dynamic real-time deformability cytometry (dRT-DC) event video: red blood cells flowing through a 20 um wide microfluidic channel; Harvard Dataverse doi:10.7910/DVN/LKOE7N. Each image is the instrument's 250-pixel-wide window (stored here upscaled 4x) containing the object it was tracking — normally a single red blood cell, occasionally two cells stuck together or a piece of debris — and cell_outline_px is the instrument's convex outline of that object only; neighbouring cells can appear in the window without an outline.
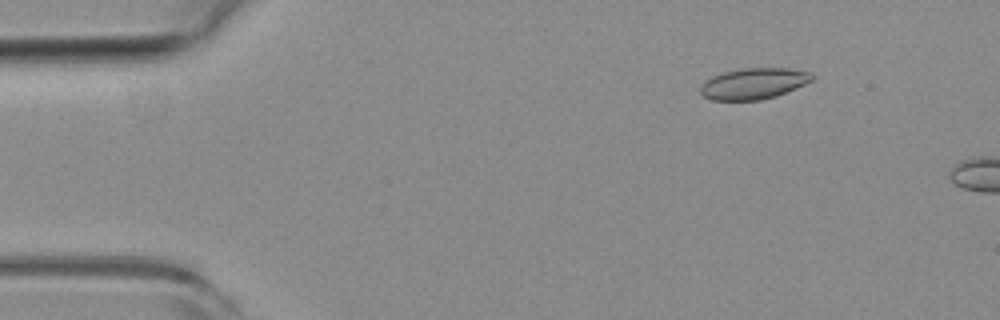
{"species": "common noctule bat (a hibernating species)", "species_latin": "Nyctalus noctula", "temperature_condition": "room temperature", "stored_images_in_passage": 7, "camera_frame_rate_fps": 3000, "um_per_image_px": 0.085, "animal": {"sex": "female", "body_mass_g": 19.3, "forearm_length_mm": 54.1}, "frame": {"image": 1, "passage_image": 3, "time_ms": 0.667, "image_size_px": [1000, 320], "cell_outline_px": [[816, 76], [812, 80], [804, 84], [776, 96], [760, 100], [712, 100], [704, 96], [700, 92], [700, 84], [704, 80], [712, 76], [724, 72], [744, 68], [788, 68], [812, 72]], "centroid_in_image_um": [64.05, 7.1], "position_along_channel_um": 20.9, "area_um2": 20.29}}